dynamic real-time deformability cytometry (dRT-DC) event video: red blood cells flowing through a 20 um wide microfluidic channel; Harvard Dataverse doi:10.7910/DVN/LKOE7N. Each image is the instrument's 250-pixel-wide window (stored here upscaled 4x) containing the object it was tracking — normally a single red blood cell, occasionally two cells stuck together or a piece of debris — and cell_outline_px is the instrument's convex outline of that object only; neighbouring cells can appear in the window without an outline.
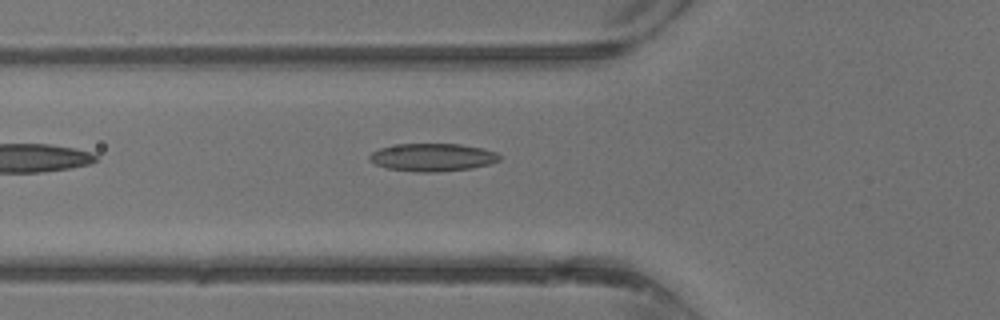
{"species": "common noctule bat (a hibernating species)", "species_latin": "Nyctalus noctula", "temperature_condition": "warm", "stored_images_in_passage": 24, "camera_frame_rate_fps": 3000, "um_per_image_px": 0.085, "animal": {"sex": "male", "body_mass_g": 13.3}, "frame": {"image": 1, "passage_image": 3, "time_ms": 0.667, "image_size_px": [1000, 320], "cell_outline_px": [[500, 160], [488, 164], [472, 168], [436, 172], [416, 172], [388, 168], [376, 164], [368, 160], [368, 156], [372, 152], [380, 148], [396, 144], [460, 144], [484, 148], [496, 152], [500, 156]], "centroid_in_image_um": [36.76, 13.37], "position_along_channel_um": 89.0, "area_um2": 21.1}}
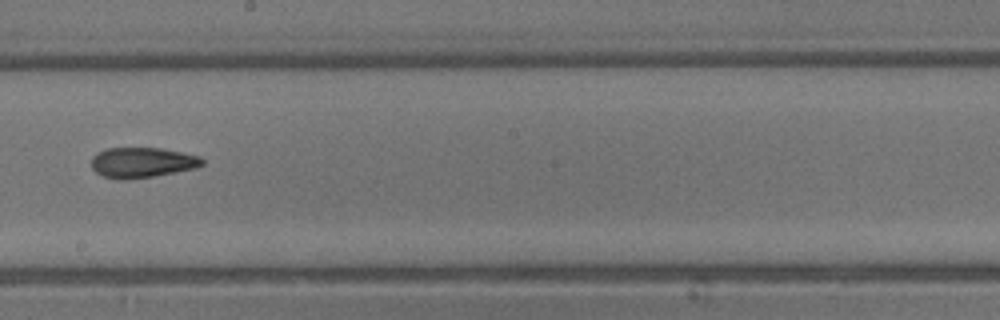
{"frame": {"image": 2, "passage_image": 11, "time_ms": 3.333, "image_size_px": [1000, 320], "cell_outline_px": [[204, 164], [196, 168], [152, 176], [104, 176], [96, 172], [92, 168], [92, 156], [96, 152], [108, 148], [160, 148], [200, 156], [204, 160]], "centroid_in_image_um": [12.13, 13.76], "position_along_channel_um": 236.1, "area_um2": 18.73}}
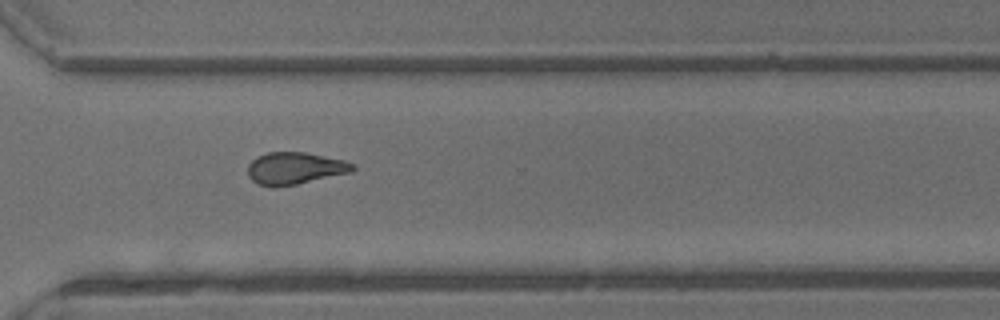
{"frame": {"image": 3, "passage_image": 17, "time_ms": 5.333, "image_size_px": [1000, 320], "cell_outline_px": [[356, 168], [352, 172], [296, 184], [272, 188], [256, 184], [248, 176], [248, 164], [256, 156], [268, 152], [304, 152], [344, 160], [352, 164]], "centroid_in_image_um": [25.02, 14.31], "position_along_channel_um": 345.6, "area_um2": 19.71}}